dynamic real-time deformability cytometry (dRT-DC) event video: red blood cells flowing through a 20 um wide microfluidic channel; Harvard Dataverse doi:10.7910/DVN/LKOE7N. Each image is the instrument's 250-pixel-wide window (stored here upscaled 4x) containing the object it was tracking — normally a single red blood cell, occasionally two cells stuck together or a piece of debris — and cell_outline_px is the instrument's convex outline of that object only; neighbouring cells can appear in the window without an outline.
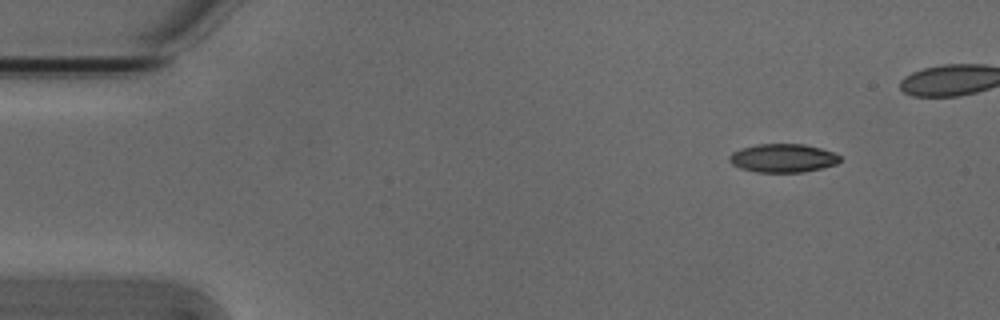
{"species": "Egyptian fruit bat (a non-hibernating species)", "species_latin": "Rousettus aegyptiacus", "temperature_condition": "cold", "stored_images_in_passage": 5, "camera_frame_rate_fps": 3000, "um_per_image_px": 0.085, "animal": {"sex": "male"}, "frame": {"image": 1, "passage_image": 1, "time_ms": 0.0, "image_size_px": [1000, 320], "cell_outline_px": [[840, 160], [836, 164], [804, 172], [756, 172], [740, 168], [732, 164], [728, 160], [728, 156], [732, 152], [740, 148], [756, 144], [804, 144], [820, 148], [832, 152], [840, 156]], "centroid_in_image_um": [66.5, 13.43], "position_along_channel_um": 18.5, "area_um2": 18.38}}